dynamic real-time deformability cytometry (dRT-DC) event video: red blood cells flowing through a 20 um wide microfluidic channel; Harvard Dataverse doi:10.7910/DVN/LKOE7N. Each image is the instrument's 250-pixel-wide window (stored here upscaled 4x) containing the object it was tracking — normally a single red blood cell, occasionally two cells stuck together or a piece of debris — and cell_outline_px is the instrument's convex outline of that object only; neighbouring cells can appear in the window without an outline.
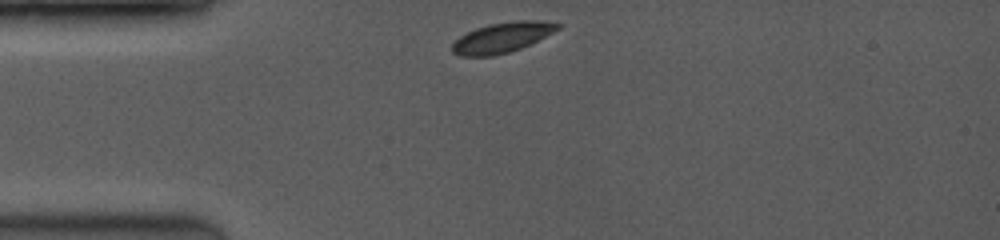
{"species": "common noctule bat (a hibernating species)", "species_latin": "Nyctalus noctula", "temperature_condition": "room temperature", "stored_images_in_passage": 37, "camera_frame_rate_fps": 3500, "um_per_image_px": 0.085, "animal": {"sex": "female", "body_mass_g": 19.0, "forearm_length_mm": 53.3}, "frame": {"image": 1, "passage_image": 1, "time_ms": 0.0, "image_size_px": [1000, 240], "cell_outline_px": [[560, 28], [520, 48], [508, 52], [492, 56], [460, 56], [452, 52], [452, 44], [460, 36], [476, 28], [488, 24], [516, 20], [536, 20], [560, 24]], "centroid_in_image_um": [42.63, 3.18], "position_along_channel_um": 42.4, "area_um2": 18.21}}
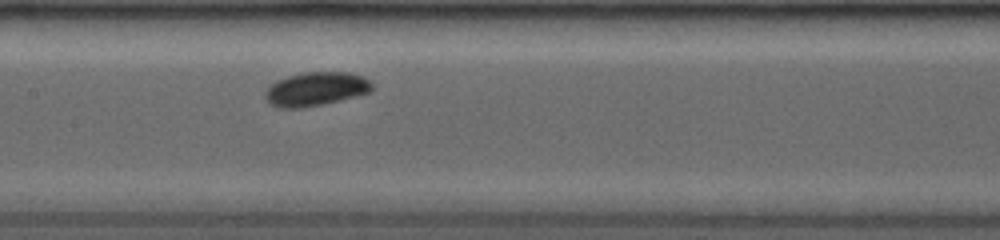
{"frame": {"image": 2, "passage_image": 15, "time_ms": 4.0, "image_size_px": [1000, 240], "cell_outline_px": [[372, 88], [368, 92], [320, 104], [300, 108], [276, 108], [264, 96], [264, 92], [276, 80], [288, 76], [304, 72], [348, 72], [364, 76], [372, 84]], "centroid_in_image_um": [26.8, 7.55], "position_along_channel_um": 180.6, "area_um2": 20.63}}
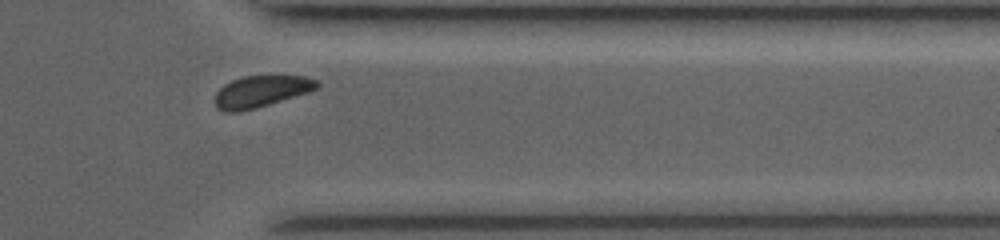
{"frame": {"image": 3, "passage_image": 33, "time_ms": 9.143, "image_size_px": [1000, 240], "cell_outline_px": [[320, 88], [308, 92], [256, 108], [240, 112], [224, 112], [216, 108], [216, 92], [224, 84], [232, 80], [244, 76], [304, 76], [320, 80]], "centroid_in_image_um": [22.22, 7.77], "position_along_channel_um": 389.2, "area_um2": 18.84}, "authors_computed_cell_mechanics": {"area_um2": 19.7676, "velocity_mm_per_s": 4.043, "shape_relaxation_time_tau1_ms": 1.6162, "shape_relaxation_time_tau2_ms": null, "deformation_change_tau1": 0.0809, "deformation_change_tau2": null}}